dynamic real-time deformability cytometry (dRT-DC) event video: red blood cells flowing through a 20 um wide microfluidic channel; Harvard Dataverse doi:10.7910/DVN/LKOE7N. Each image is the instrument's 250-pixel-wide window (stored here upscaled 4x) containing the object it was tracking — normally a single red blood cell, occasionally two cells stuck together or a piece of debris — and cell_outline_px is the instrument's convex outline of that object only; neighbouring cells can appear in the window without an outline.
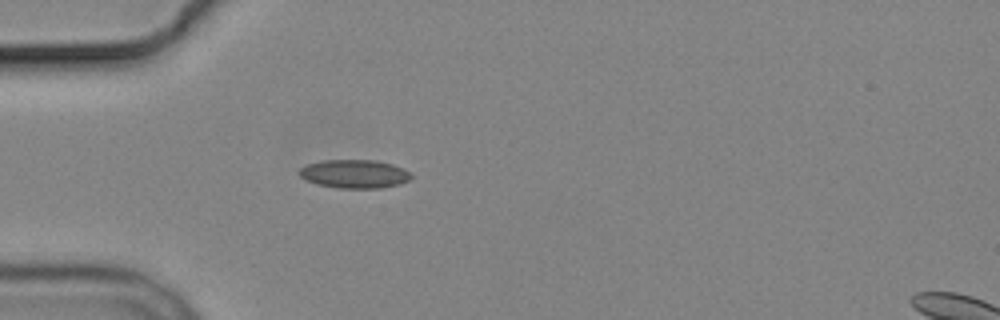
{"species": "common noctule bat (a hibernating species)", "species_latin": "Nyctalus noctula", "temperature_condition": "cold", "stored_images_in_passage": 3, "camera_frame_rate_fps": 3000, "um_per_image_px": 0.085, "animal": {"sex": "male", "body_mass_g": 19.2, "forearm_length_mm": 51.8}, "frame": {"image": 1, "passage_image": 3, "time_ms": 3.0, "image_size_px": [1000, 320], "cell_outline_px": [[412, 176], [408, 180], [400, 184], [380, 188], [340, 188], [320, 184], [308, 180], [300, 176], [296, 172], [300, 168], [308, 164], [320, 160], [376, 160], [392, 164], [404, 168]], "centroid_in_image_um": [30.13, 14.77], "position_along_channel_um": 54.9, "area_um2": 18.5}}